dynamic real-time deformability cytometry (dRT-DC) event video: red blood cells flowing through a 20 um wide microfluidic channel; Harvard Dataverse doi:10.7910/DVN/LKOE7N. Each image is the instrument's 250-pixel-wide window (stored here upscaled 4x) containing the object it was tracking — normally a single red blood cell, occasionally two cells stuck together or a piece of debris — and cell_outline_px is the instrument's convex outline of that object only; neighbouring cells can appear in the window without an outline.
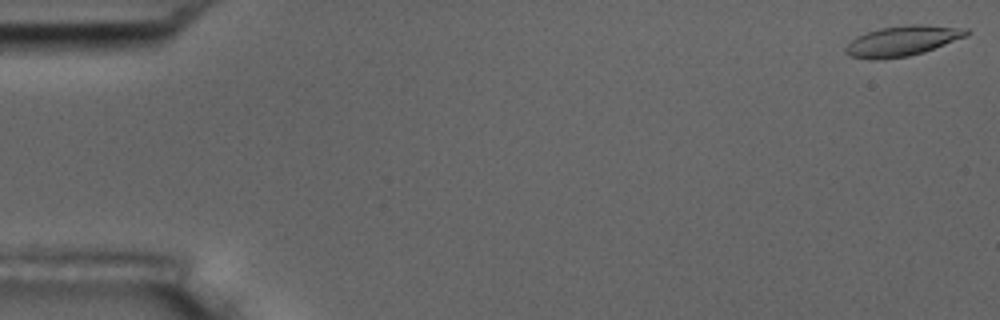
{"species": "common noctule bat (a hibernating species)", "species_latin": "Nyctalus noctula", "temperature_condition": "room temperature", "stored_images_in_passage": 6, "camera_frame_rate_fps": 3000, "um_per_image_px": 0.085, "animal": {"sex": "male", "body_mass_g": 17.5, "forearm_length_mm": 52.3}, "frame": {"image": 1, "passage_image": 1, "time_ms": 0.0, "image_size_px": [1000, 320], "cell_outline_px": [[972, 32], [968, 36], [924, 52], [908, 56], [872, 60], [868, 60], [852, 56], [844, 52], [844, 48], [856, 36], [880, 28], [908, 24], [924, 24], [968, 28]], "centroid_in_image_um": [76.75, 3.46], "position_along_channel_um": 8.2, "area_um2": 21.5}}
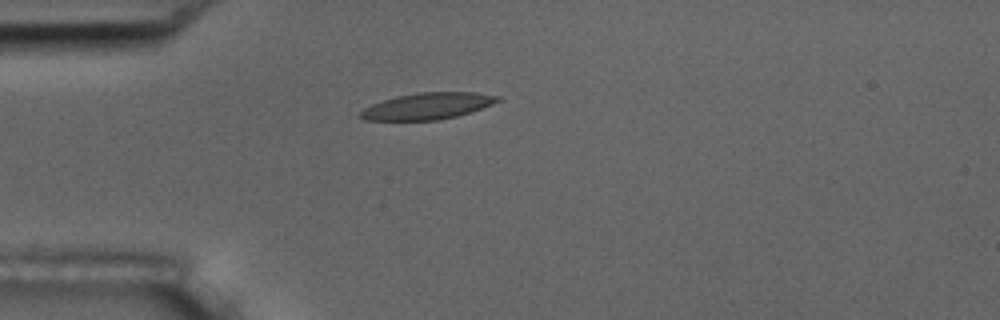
{"frame": {"image": 2, "passage_image": 5, "time_ms": 4.667, "image_size_px": [1000, 320], "cell_outline_px": [[500, 100], [492, 104], [456, 116], [440, 120], [364, 120], [360, 116], [360, 112], [364, 108], [372, 104], [396, 96], [420, 92], [476, 92], [500, 96]], "centroid_in_image_um": [36.33, 9.01], "position_along_channel_um": 48.7, "area_um2": 20.98}}